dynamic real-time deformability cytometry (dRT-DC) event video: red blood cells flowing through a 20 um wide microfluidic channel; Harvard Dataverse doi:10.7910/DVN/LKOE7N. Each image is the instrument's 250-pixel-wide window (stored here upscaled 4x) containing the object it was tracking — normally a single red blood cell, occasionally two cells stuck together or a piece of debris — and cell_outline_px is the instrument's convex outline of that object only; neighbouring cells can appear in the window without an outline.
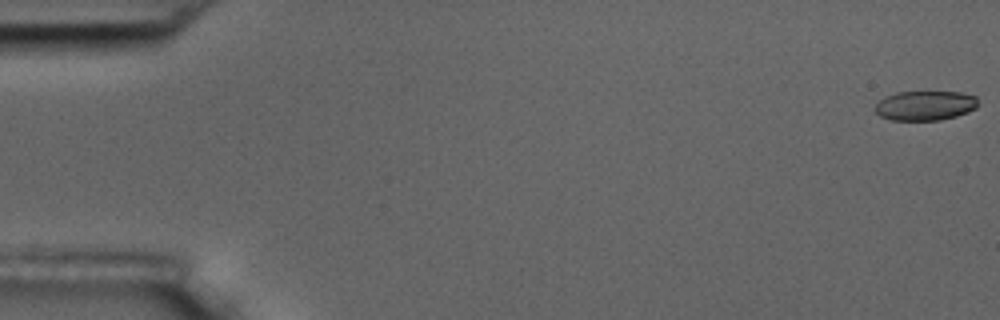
{"species": "common noctule bat (a hibernating species)", "species_latin": "Nyctalus noctula", "temperature_condition": "room temperature", "stored_images_in_passage": 5, "camera_frame_rate_fps": 3000, "um_per_image_px": 0.085, "animal": {"sex": "male", "body_mass_g": 17.5, "forearm_length_mm": 52.3}, "frame": {"image": 1, "passage_image": 1, "time_ms": 0.0, "image_size_px": [1000, 320], "cell_outline_px": [[976, 108], [968, 112], [956, 116], [940, 120], [892, 120], [880, 116], [872, 108], [884, 96], [896, 92], [960, 92], [976, 96]], "centroid_in_image_um": [78.6, 8.97], "position_along_channel_um": 6.4, "area_um2": 17.8}}
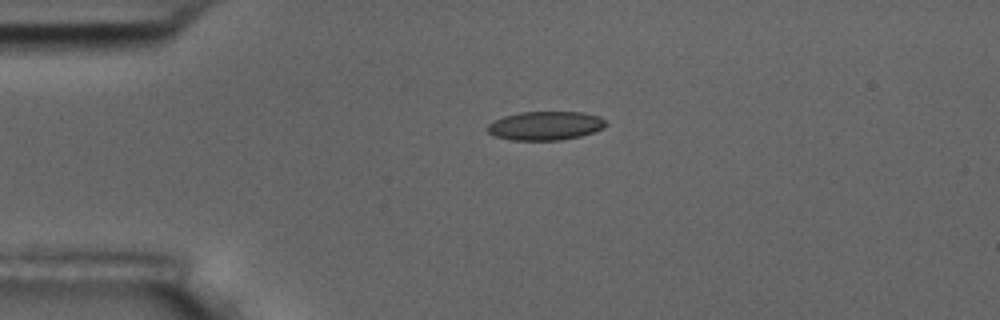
{"frame": {"image": 2, "passage_image": 4, "time_ms": 4.333, "image_size_px": [1000, 320], "cell_outline_px": [[608, 124], [604, 128], [580, 136], [560, 140], [512, 140], [496, 136], [488, 132], [484, 128], [492, 120], [504, 116], [520, 112], [584, 112], [600, 116]], "centroid_in_image_um": [46.34, 10.68], "position_along_channel_um": 38.7, "area_um2": 20.0}}